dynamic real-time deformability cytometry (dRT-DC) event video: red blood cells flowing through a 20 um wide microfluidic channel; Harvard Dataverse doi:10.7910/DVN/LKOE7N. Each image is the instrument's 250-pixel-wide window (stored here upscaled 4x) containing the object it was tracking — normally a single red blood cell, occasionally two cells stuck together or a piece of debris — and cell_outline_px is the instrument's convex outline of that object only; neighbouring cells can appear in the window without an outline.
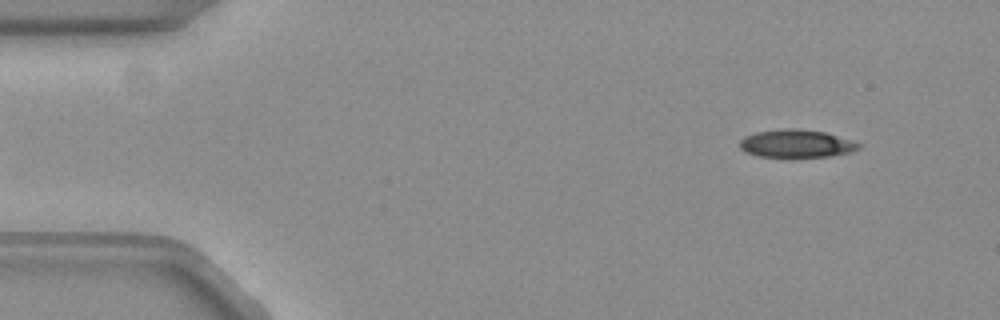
{"species": "common noctule bat (a hibernating species)", "species_latin": "Nyctalus noctula", "temperature_condition": "warm", "stored_images_in_passage": 52, "camera_frame_rate_fps": 3000, "um_per_image_px": 0.085, "animal": {"sex": "female", "body_mass_g": 19.3, "forearm_length_mm": 54.1}, "frame": {"image": 1, "passage_image": 4, "time_ms": 1.0, "image_size_px": [1000, 320], "cell_outline_px": [[860, 144], [856, 148], [848, 152], [828, 156], [760, 156], [748, 152], [740, 148], [740, 140], [744, 136], [756, 132], [788, 128], [796, 128], [824, 132]], "centroid_in_image_um": [67.61, 12.18], "position_along_channel_um": 17.4, "area_um2": 18.55}}
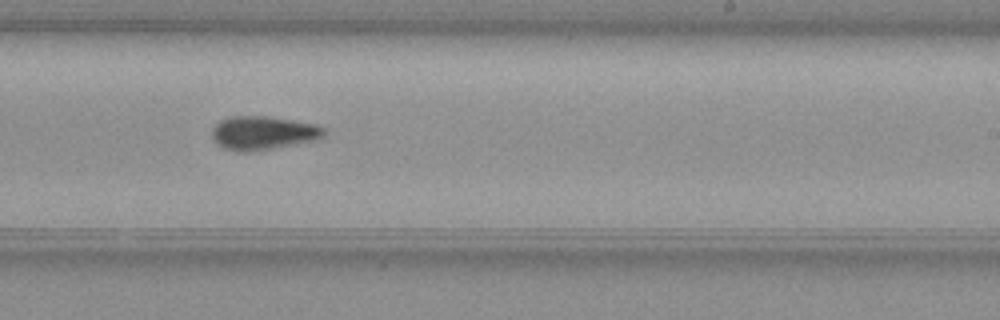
{"frame": {"image": 2, "passage_image": 31, "time_ms": 10.0, "image_size_px": [1000, 320], "cell_outline_px": [[324, 136], [316, 140], [272, 148], [244, 152], [236, 152], [224, 148], [212, 136], [212, 128], [220, 120], [232, 116], [264, 116], [292, 120], [316, 124], [324, 128]], "centroid_in_image_um": [22.36, 11.29], "position_along_channel_um": 266.6, "area_um2": 21.68}}
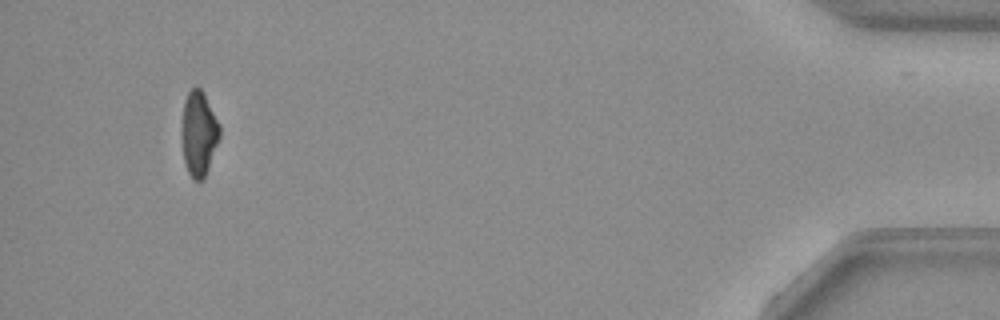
{"frame": {"image": 3, "passage_image": 49, "time_ms": 16.0, "image_size_px": [1000, 320], "cell_outline_px": [[220, 136], [204, 180], [192, 180], [184, 164], [180, 128], [184, 100], [188, 92], [196, 84], [204, 92], [220, 124]], "centroid_in_image_um": [16.87, 11.33], "position_along_channel_um": 418.3, "area_um2": 19.31}, "authors_computed_cell_mechanics": {"area_um2": 20.2011, "velocity_mm_per_s": 3.8512, "shape_relaxation_time_tau1_ms": 8.1548, "shape_relaxation_time_tau2_ms": null, "deformation_change_tau1": 0.1946, "deformation_change_tau2": null}}